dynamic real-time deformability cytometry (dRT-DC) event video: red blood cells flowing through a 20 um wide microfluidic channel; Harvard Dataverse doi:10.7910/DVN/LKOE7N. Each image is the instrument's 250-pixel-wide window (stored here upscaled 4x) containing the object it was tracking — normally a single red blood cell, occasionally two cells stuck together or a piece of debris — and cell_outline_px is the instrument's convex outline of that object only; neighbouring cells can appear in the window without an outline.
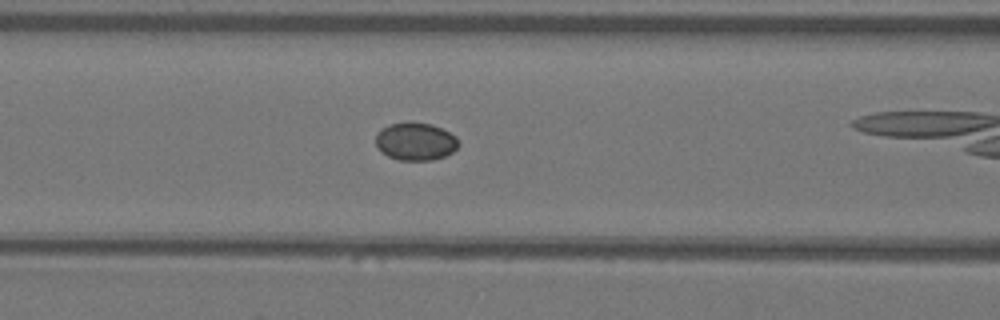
{"species": "Egyptian fruit bat (a non-hibernating species)", "species_latin": "Rousettus aegyptiacus", "temperature_condition": "warm", "stored_images_in_passage": 35, "camera_frame_rate_fps": 3000, "um_per_image_px": 0.085, "animal": {"sex": "female"}, "frame": {"image": 1, "passage_image": 15, "time_ms": 4.667, "image_size_px": [1000, 320], "cell_outline_px": [[460, 144], [452, 152], [444, 156], [432, 160], [400, 160], [388, 156], [380, 152], [376, 148], [376, 136], [388, 124], [432, 124], [456, 136]], "centroid_in_image_um": [35.32, 12.06], "position_along_channel_um": 131.3, "area_um2": 17.8}}
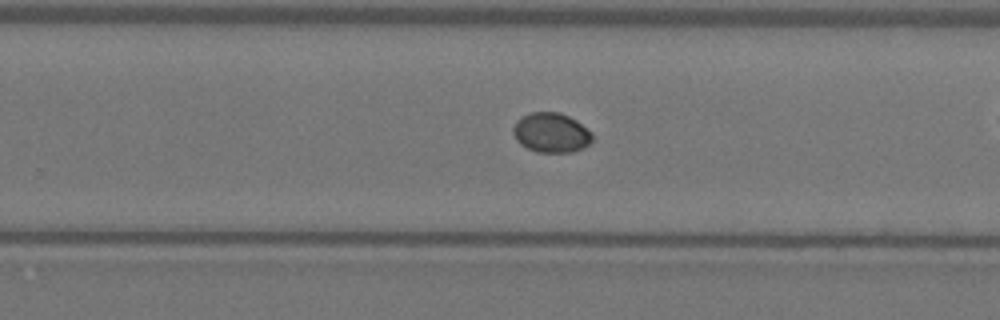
{"frame": {"image": 2, "passage_image": 27, "time_ms": 8.667, "image_size_px": [1000, 320], "cell_outline_px": [[592, 140], [584, 148], [572, 152], [536, 152], [520, 144], [516, 140], [512, 132], [512, 128], [516, 120], [520, 116], [528, 112], [560, 112], [576, 120], [592, 132]], "centroid_in_image_um": [46.82, 11.27], "position_along_channel_um": 283.0, "area_um2": 18.55}}
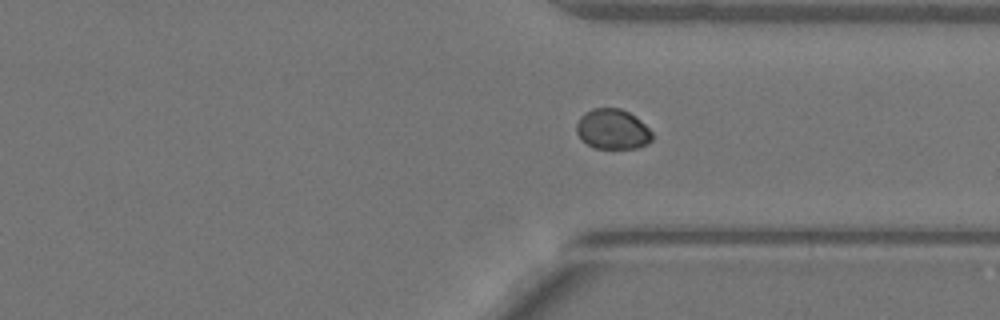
{"frame": {"image": 3, "passage_image": 33, "time_ms": 10.667, "image_size_px": [1000, 320], "cell_outline_px": [[652, 140], [648, 144], [636, 148], [596, 148], [588, 144], [576, 132], [576, 124], [580, 116], [584, 112], [592, 108], [620, 108], [628, 112], [640, 120], [652, 132]], "centroid_in_image_um": [52.07, 10.97], "position_along_channel_um": 359.3, "area_um2": 17.63}}